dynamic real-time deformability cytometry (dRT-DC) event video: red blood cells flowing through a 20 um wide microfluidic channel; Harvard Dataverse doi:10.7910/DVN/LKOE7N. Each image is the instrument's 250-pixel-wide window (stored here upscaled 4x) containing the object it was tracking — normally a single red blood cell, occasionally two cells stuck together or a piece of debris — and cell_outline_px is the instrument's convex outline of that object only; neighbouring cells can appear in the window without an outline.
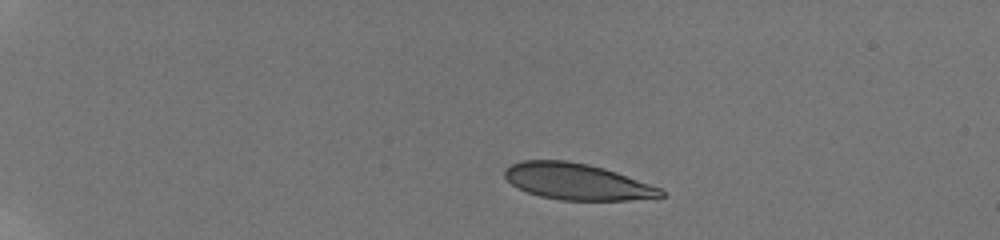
{"species": "human", "species_latin": "Homo sapiens", "temperature_condition": "room temperature", "stored_images_in_passage": 44, "camera_frame_rate_fps": 3000, "um_per_image_px": 0.085, "donor": {"sex": "male"}, "frame": {"image": 1, "passage_image": 1, "time_ms": 0.0, "image_size_px": [1000, 240], "cell_outline_px": [[664, 196], [628, 200], [560, 200], [540, 196], [528, 192], [512, 184], [504, 176], [504, 168], [520, 160], [568, 160], [588, 164], [604, 168], [616, 172], [660, 188], [664, 192]], "centroid_in_image_um": [49.0, 15.42], "position_along_channel_um": 36.0, "area_um2": 32.83}}
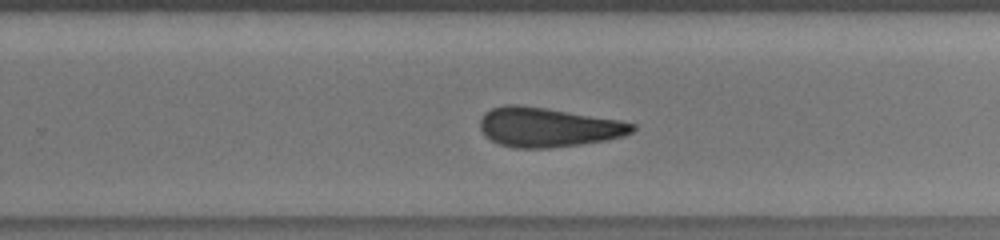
{"frame": {"image": 2, "passage_image": 28, "time_ms": 9.0, "image_size_px": [1000, 240], "cell_outline_px": [[636, 128], [632, 132], [624, 136], [608, 140], [580, 144], [548, 148], [516, 148], [500, 144], [484, 136], [480, 128], [480, 120], [484, 112], [492, 108], [504, 104], [520, 104], [548, 108], [620, 120], [636, 124]], "centroid_in_image_um": [46.57, 10.8], "position_along_channel_um": 283.2, "area_um2": 35.26}}
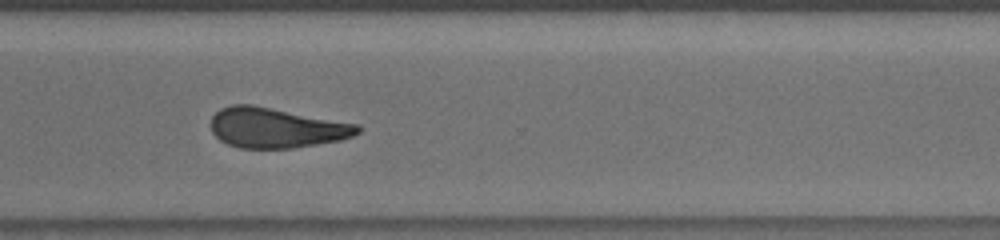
{"frame": {"image": 3, "passage_image": 33, "time_ms": 10.667, "image_size_px": [1000, 240], "cell_outline_px": [[360, 132], [352, 136], [340, 140], [292, 148], [240, 148], [228, 144], [220, 140], [212, 132], [212, 116], [220, 108], [232, 104], [252, 104], [360, 124]], "centroid_in_image_um": [23.48, 10.85], "position_along_channel_um": 347.1, "area_um2": 34.33}, "authors_computed_cell_mechanics": {"area_um2": 35.0557, "velocity_mm_per_s": 3.8274, "shape_relaxation_time_tau1_ms": 9.7836, "shape_relaxation_time_tau2_ms": 2.6193, "deformation_change_tau1": 0.225, "deformation_change_tau2": 0.1012}}